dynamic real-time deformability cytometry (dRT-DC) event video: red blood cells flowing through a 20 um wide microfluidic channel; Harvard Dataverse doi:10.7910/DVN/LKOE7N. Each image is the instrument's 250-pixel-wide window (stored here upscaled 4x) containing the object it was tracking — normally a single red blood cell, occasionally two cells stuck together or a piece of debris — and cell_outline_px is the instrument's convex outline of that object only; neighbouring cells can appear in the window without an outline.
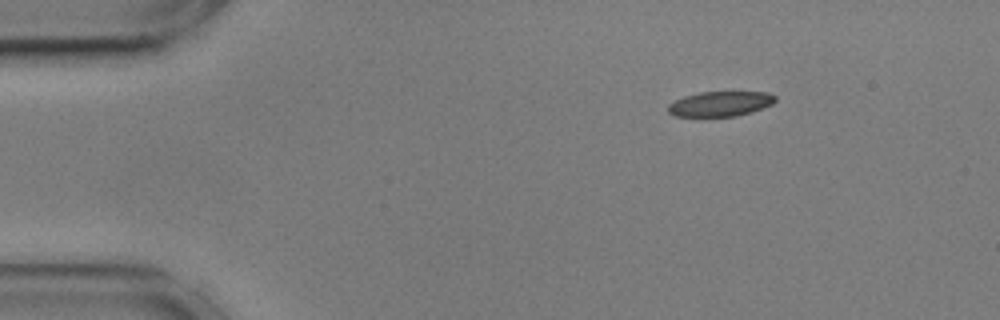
{"species": "common noctule bat (a hibernating species)", "species_latin": "Nyctalus noctula", "temperature_condition": "cold", "stored_images_in_passage": 17, "camera_frame_rate_fps": 3000, "um_per_image_px": 0.085, "animal": {"sex": "male", "body_mass_g": 17.9, "forearm_length_mm": 54.2}, "frame": {"image": 1, "passage_image": 1, "time_ms": 0.0, "image_size_px": [1000, 320], "cell_outline_px": [[776, 100], [772, 104], [752, 112], [736, 116], [676, 116], [668, 112], [668, 104], [684, 96], [700, 92], [768, 92], [776, 96]], "centroid_in_image_um": [61.24, 8.82], "position_along_channel_um": 23.8, "area_um2": 15.55}}